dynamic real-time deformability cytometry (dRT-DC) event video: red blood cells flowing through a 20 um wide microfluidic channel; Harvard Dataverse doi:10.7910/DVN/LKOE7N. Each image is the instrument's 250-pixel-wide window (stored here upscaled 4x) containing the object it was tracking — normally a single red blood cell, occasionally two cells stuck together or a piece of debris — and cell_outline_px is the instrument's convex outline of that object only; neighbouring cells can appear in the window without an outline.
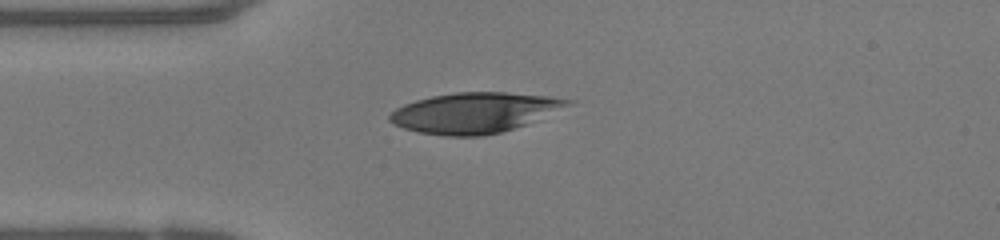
{"species": "human", "species_latin": "Homo sapiens", "temperature_condition": "warm", "stored_images_in_passage": 37, "camera_frame_rate_fps": 3000, "um_per_image_px": 0.085, "donor": {"sex": "female"}, "frame": {"image": 1, "passage_image": 1, "time_ms": 0.0, "image_size_px": [1000, 240], "cell_outline_px": [[576, 100], [572, 104], [528, 124], [500, 132], [480, 136], [444, 136], [420, 132], [404, 128], [388, 120], [388, 116], [396, 108], [404, 104], [416, 100], [432, 96], [456, 92], [508, 92], [552, 96]], "centroid_in_image_um": [40.38, 9.57], "position_along_channel_um": 44.6, "area_um2": 41.91}}
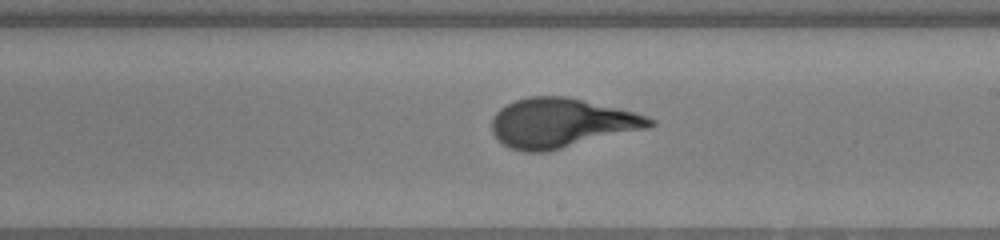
{"frame": {"image": 2, "passage_image": 16, "time_ms": 5.0, "image_size_px": [1000, 240], "cell_outline_px": [[656, 124], [648, 128], [548, 152], [524, 152], [508, 148], [492, 132], [492, 120], [496, 112], [500, 108], [516, 100], [528, 96], [568, 96], [632, 112], [656, 120]], "centroid_in_image_um": [47.7, 10.46], "position_along_channel_um": 241.3, "area_um2": 45.32}}
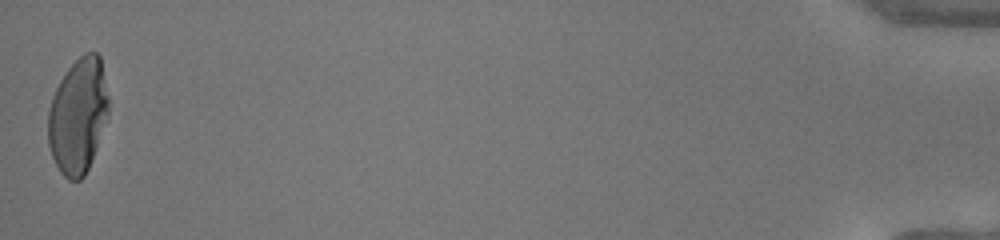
{"frame": {"image": 3, "passage_image": 37, "time_ms": 12.0, "image_size_px": [1000, 240], "cell_outline_px": [[108, 116], [96, 148], [88, 168], [84, 176], [80, 180], [68, 180], [60, 172], [52, 156], [48, 144], [48, 112], [52, 96], [60, 80], [68, 68], [84, 52], [96, 52], [100, 56], [108, 96]], "centroid_in_image_um": [6.63, 9.84], "position_along_channel_um": 428.6, "area_um2": 40.52}, "authors_computed_cell_mechanics": {"area_um2": 44.1014, "velocity_mm_per_s": 4.1871, "shape_relaxation_time_tau1_ms": 5.5185, "shape_relaxation_time_tau2_ms": null, "deformation_change_tau1": 0.2983, "deformation_change_tau2": null}}